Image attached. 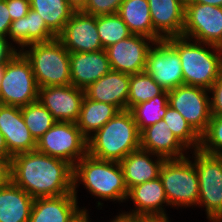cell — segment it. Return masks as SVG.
Masks as SVG:
<instances>
[{
	"label": "cell",
	"mask_w": 222,
	"mask_h": 222,
	"mask_svg": "<svg viewBox=\"0 0 222 222\" xmlns=\"http://www.w3.org/2000/svg\"><path fill=\"white\" fill-rule=\"evenodd\" d=\"M11 181L33 198L56 197L73 192V166L37 150L11 159Z\"/></svg>",
	"instance_id": "cell-1"
},
{
	"label": "cell",
	"mask_w": 222,
	"mask_h": 222,
	"mask_svg": "<svg viewBox=\"0 0 222 222\" xmlns=\"http://www.w3.org/2000/svg\"><path fill=\"white\" fill-rule=\"evenodd\" d=\"M140 149V132L130 110L119 111L87 139V154L107 161L120 162Z\"/></svg>",
	"instance_id": "cell-2"
},
{
	"label": "cell",
	"mask_w": 222,
	"mask_h": 222,
	"mask_svg": "<svg viewBox=\"0 0 222 222\" xmlns=\"http://www.w3.org/2000/svg\"><path fill=\"white\" fill-rule=\"evenodd\" d=\"M166 40L180 56L184 84L209 89L222 75L221 47L182 36L169 37Z\"/></svg>",
	"instance_id": "cell-3"
},
{
	"label": "cell",
	"mask_w": 222,
	"mask_h": 222,
	"mask_svg": "<svg viewBox=\"0 0 222 222\" xmlns=\"http://www.w3.org/2000/svg\"><path fill=\"white\" fill-rule=\"evenodd\" d=\"M82 183L95 197L103 200L126 201L128 189L119 162L99 160L85 155L73 166V193Z\"/></svg>",
	"instance_id": "cell-4"
},
{
	"label": "cell",
	"mask_w": 222,
	"mask_h": 222,
	"mask_svg": "<svg viewBox=\"0 0 222 222\" xmlns=\"http://www.w3.org/2000/svg\"><path fill=\"white\" fill-rule=\"evenodd\" d=\"M25 48L21 52L31 63L38 88L71 84L70 53L57 38Z\"/></svg>",
	"instance_id": "cell-5"
},
{
	"label": "cell",
	"mask_w": 222,
	"mask_h": 222,
	"mask_svg": "<svg viewBox=\"0 0 222 222\" xmlns=\"http://www.w3.org/2000/svg\"><path fill=\"white\" fill-rule=\"evenodd\" d=\"M168 205L196 206L199 199V181L195 164L189 157L165 159L159 172Z\"/></svg>",
	"instance_id": "cell-6"
},
{
	"label": "cell",
	"mask_w": 222,
	"mask_h": 222,
	"mask_svg": "<svg viewBox=\"0 0 222 222\" xmlns=\"http://www.w3.org/2000/svg\"><path fill=\"white\" fill-rule=\"evenodd\" d=\"M38 89L30 61L18 51L5 65L0 84V104L24 107L38 101Z\"/></svg>",
	"instance_id": "cell-7"
},
{
	"label": "cell",
	"mask_w": 222,
	"mask_h": 222,
	"mask_svg": "<svg viewBox=\"0 0 222 222\" xmlns=\"http://www.w3.org/2000/svg\"><path fill=\"white\" fill-rule=\"evenodd\" d=\"M199 181L198 206H204L208 220L222 222V156L200 149L193 151Z\"/></svg>",
	"instance_id": "cell-8"
},
{
	"label": "cell",
	"mask_w": 222,
	"mask_h": 222,
	"mask_svg": "<svg viewBox=\"0 0 222 222\" xmlns=\"http://www.w3.org/2000/svg\"><path fill=\"white\" fill-rule=\"evenodd\" d=\"M36 150L74 166L87 155V138L75 122L56 121L38 140Z\"/></svg>",
	"instance_id": "cell-9"
},
{
	"label": "cell",
	"mask_w": 222,
	"mask_h": 222,
	"mask_svg": "<svg viewBox=\"0 0 222 222\" xmlns=\"http://www.w3.org/2000/svg\"><path fill=\"white\" fill-rule=\"evenodd\" d=\"M209 90L199 86L180 85L168 91V103L177 110L201 136L211 120Z\"/></svg>",
	"instance_id": "cell-10"
},
{
	"label": "cell",
	"mask_w": 222,
	"mask_h": 222,
	"mask_svg": "<svg viewBox=\"0 0 222 222\" xmlns=\"http://www.w3.org/2000/svg\"><path fill=\"white\" fill-rule=\"evenodd\" d=\"M182 37L222 48V7L185 3Z\"/></svg>",
	"instance_id": "cell-11"
},
{
	"label": "cell",
	"mask_w": 222,
	"mask_h": 222,
	"mask_svg": "<svg viewBox=\"0 0 222 222\" xmlns=\"http://www.w3.org/2000/svg\"><path fill=\"white\" fill-rule=\"evenodd\" d=\"M147 54L144 71L164 90L184 84L181 59L177 50L166 40L153 43Z\"/></svg>",
	"instance_id": "cell-12"
},
{
	"label": "cell",
	"mask_w": 222,
	"mask_h": 222,
	"mask_svg": "<svg viewBox=\"0 0 222 222\" xmlns=\"http://www.w3.org/2000/svg\"><path fill=\"white\" fill-rule=\"evenodd\" d=\"M155 41L149 37L132 34L126 39L108 46L107 53L111 70L126 74L143 72L149 49ZM150 43H152L150 45Z\"/></svg>",
	"instance_id": "cell-13"
},
{
	"label": "cell",
	"mask_w": 222,
	"mask_h": 222,
	"mask_svg": "<svg viewBox=\"0 0 222 222\" xmlns=\"http://www.w3.org/2000/svg\"><path fill=\"white\" fill-rule=\"evenodd\" d=\"M57 39L69 53L103 50L97 32V16L75 11Z\"/></svg>",
	"instance_id": "cell-14"
},
{
	"label": "cell",
	"mask_w": 222,
	"mask_h": 222,
	"mask_svg": "<svg viewBox=\"0 0 222 222\" xmlns=\"http://www.w3.org/2000/svg\"><path fill=\"white\" fill-rule=\"evenodd\" d=\"M85 92L73 85L41 87L38 101L56 121L77 122Z\"/></svg>",
	"instance_id": "cell-15"
},
{
	"label": "cell",
	"mask_w": 222,
	"mask_h": 222,
	"mask_svg": "<svg viewBox=\"0 0 222 222\" xmlns=\"http://www.w3.org/2000/svg\"><path fill=\"white\" fill-rule=\"evenodd\" d=\"M0 132L12 156L36 150L37 141L26 126L20 107L0 104Z\"/></svg>",
	"instance_id": "cell-16"
},
{
	"label": "cell",
	"mask_w": 222,
	"mask_h": 222,
	"mask_svg": "<svg viewBox=\"0 0 222 222\" xmlns=\"http://www.w3.org/2000/svg\"><path fill=\"white\" fill-rule=\"evenodd\" d=\"M111 70L105 49L70 53L71 85L86 89Z\"/></svg>",
	"instance_id": "cell-17"
},
{
	"label": "cell",
	"mask_w": 222,
	"mask_h": 222,
	"mask_svg": "<svg viewBox=\"0 0 222 222\" xmlns=\"http://www.w3.org/2000/svg\"><path fill=\"white\" fill-rule=\"evenodd\" d=\"M74 193L56 197L34 198L29 222H71L83 210L78 207Z\"/></svg>",
	"instance_id": "cell-18"
},
{
	"label": "cell",
	"mask_w": 222,
	"mask_h": 222,
	"mask_svg": "<svg viewBox=\"0 0 222 222\" xmlns=\"http://www.w3.org/2000/svg\"><path fill=\"white\" fill-rule=\"evenodd\" d=\"M129 86L130 74L110 70L84 89V92L87 98L114 105L122 111L127 110Z\"/></svg>",
	"instance_id": "cell-19"
},
{
	"label": "cell",
	"mask_w": 222,
	"mask_h": 222,
	"mask_svg": "<svg viewBox=\"0 0 222 222\" xmlns=\"http://www.w3.org/2000/svg\"><path fill=\"white\" fill-rule=\"evenodd\" d=\"M186 0H148L153 29L163 38L182 36Z\"/></svg>",
	"instance_id": "cell-20"
},
{
	"label": "cell",
	"mask_w": 222,
	"mask_h": 222,
	"mask_svg": "<svg viewBox=\"0 0 222 222\" xmlns=\"http://www.w3.org/2000/svg\"><path fill=\"white\" fill-rule=\"evenodd\" d=\"M133 201L135 208L132 211L123 212L134 217H153V216H167L165 208L168 200L165 195L161 179H156L144 182L132 187L128 191L127 200Z\"/></svg>",
	"instance_id": "cell-21"
},
{
	"label": "cell",
	"mask_w": 222,
	"mask_h": 222,
	"mask_svg": "<svg viewBox=\"0 0 222 222\" xmlns=\"http://www.w3.org/2000/svg\"><path fill=\"white\" fill-rule=\"evenodd\" d=\"M140 148L165 159L186 157L184 151L188 150L163 119L140 132Z\"/></svg>",
	"instance_id": "cell-22"
},
{
	"label": "cell",
	"mask_w": 222,
	"mask_h": 222,
	"mask_svg": "<svg viewBox=\"0 0 222 222\" xmlns=\"http://www.w3.org/2000/svg\"><path fill=\"white\" fill-rule=\"evenodd\" d=\"M153 157L156 160L153 161ZM141 148L129 153L119 163L123 171L124 181L128 191L139 184L156 179L165 158Z\"/></svg>",
	"instance_id": "cell-23"
},
{
	"label": "cell",
	"mask_w": 222,
	"mask_h": 222,
	"mask_svg": "<svg viewBox=\"0 0 222 222\" xmlns=\"http://www.w3.org/2000/svg\"><path fill=\"white\" fill-rule=\"evenodd\" d=\"M7 38L17 44L22 51L32 43L48 42L57 37L47 28L39 13L30 9L25 17L12 21Z\"/></svg>",
	"instance_id": "cell-24"
},
{
	"label": "cell",
	"mask_w": 222,
	"mask_h": 222,
	"mask_svg": "<svg viewBox=\"0 0 222 222\" xmlns=\"http://www.w3.org/2000/svg\"><path fill=\"white\" fill-rule=\"evenodd\" d=\"M34 198L10 181L0 188V222H29Z\"/></svg>",
	"instance_id": "cell-25"
},
{
	"label": "cell",
	"mask_w": 222,
	"mask_h": 222,
	"mask_svg": "<svg viewBox=\"0 0 222 222\" xmlns=\"http://www.w3.org/2000/svg\"><path fill=\"white\" fill-rule=\"evenodd\" d=\"M117 14L135 35H142L154 41L163 38L153 29L148 0H123Z\"/></svg>",
	"instance_id": "cell-26"
},
{
	"label": "cell",
	"mask_w": 222,
	"mask_h": 222,
	"mask_svg": "<svg viewBox=\"0 0 222 222\" xmlns=\"http://www.w3.org/2000/svg\"><path fill=\"white\" fill-rule=\"evenodd\" d=\"M119 111L120 110L114 105L93 101L84 96L79 119L76 124L82 134L88 139Z\"/></svg>",
	"instance_id": "cell-27"
},
{
	"label": "cell",
	"mask_w": 222,
	"mask_h": 222,
	"mask_svg": "<svg viewBox=\"0 0 222 222\" xmlns=\"http://www.w3.org/2000/svg\"><path fill=\"white\" fill-rule=\"evenodd\" d=\"M30 8L40 14L56 37L75 12L67 0H30Z\"/></svg>",
	"instance_id": "cell-28"
},
{
	"label": "cell",
	"mask_w": 222,
	"mask_h": 222,
	"mask_svg": "<svg viewBox=\"0 0 222 222\" xmlns=\"http://www.w3.org/2000/svg\"><path fill=\"white\" fill-rule=\"evenodd\" d=\"M168 104V91L164 90L160 95L151 100L133 106L130 111L137 124L138 131L162 120L166 114Z\"/></svg>",
	"instance_id": "cell-29"
},
{
	"label": "cell",
	"mask_w": 222,
	"mask_h": 222,
	"mask_svg": "<svg viewBox=\"0 0 222 222\" xmlns=\"http://www.w3.org/2000/svg\"><path fill=\"white\" fill-rule=\"evenodd\" d=\"M164 89L145 71L130 75L127 110L133 106L151 100L160 95Z\"/></svg>",
	"instance_id": "cell-30"
},
{
	"label": "cell",
	"mask_w": 222,
	"mask_h": 222,
	"mask_svg": "<svg viewBox=\"0 0 222 222\" xmlns=\"http://www.w3.org/2000/svg\"><path fill=\"white\" fill-rule=\"evenodd\" d=\"M162 119L187 149L198 150L200 148L201 136L177 110L169 106V103L167 104L166 114Z\"/></svg>",
	"instance_id": "cell-31"
},
{
	"label": "cell",
	"mask_w": 222,
	"mask_h": 222,
	"mask_svg": "<svg viewBox=\"0 0 222 222\" xmlns=\"http://www.w3.org/2000/svg\"><path fill=\"white\" fill-rule=\"evenodd\" d=\"M21 112L26 126L36 141L56 123L49 110L39 101L21 107Z\"/></svg>",
	"instance_id": "cell-32"
},
{
	"label": "cell",
	"mask_w": 222,
	"mask_h": 222,
	"mask_svg": "<svg viewBox=\"0 0 222 222\" xmlns=\"http://www.w3.org/2000/svg\"><path fill=\"white\" fill-rule=\"evenodd\" d=\"M97 32L104 49L132 35L117 13L97 16Z\"/></svg>",
	"instance_id": "cell-33"
},
{
	"label": "cell",
	"mask_w": 222,
	"mask_h": 222,
	"mask_svg": "<svg viewBox=\"0 0 222 222\" xmlns=\"http://www.w3.org/2000/svg\"><path fill=\"white\" fill-rule=\"evenodd\" d=\"M202 152L222 156V116H211L207 130L201 135Z\"/></svg>",
	"instance_id": "cell-34"
},
{
	"label": "cell",
	"mask_w": 222,
	"mask_h": 222,
	"mask_svg": "<svg viewBox=\"0 0 222 222\" xmlns=\"http://www.w3.org/2000/svg\"><path fill=\"white\" fill-rule=\"evenodd\" d=\"M122 1L123 0H88L81 11L94 16L116 14Z\"/></svg>",
	"instance_id": "cell-35"
},
{
	"label": "cell",
	"mask_w": 222,
	"mask_h": 222,
	"mask_svg": "<svg viewBox=\"0 0 222 222\" xmlns=\"http://www.w3.org/2000/svg\"><path fill=\"white\" fill-rule=\"evenodd\" d=\"M210 96L211 116H222V75L208 89Z\"/></svg>",
	"instance_id": "cell-36"
},
{
	"label": "cell",
	"mask_w": 222,
	"mask_h": 222,
	"mask_svg": "<svg viewBox=\"0 0 222 222\" xmlns=\"http://www.w3.org/2000/svg\"><path fill=\"white\" fill-rule=\"evenodd\" d=\"M12 21L25 17L30 8V0H6Z\"/></svg>",
	"instance_id": "cell-37"
},
{
	"label": "cell",
	"mask_w": 222,
	"mask_h": 222,
	"mask_svg": "<svg viewBox=\"0 0 222 222\" xmlns=\"http://www.w3.org/2000/svg\"><path fill=\"white\" fill-rule=\"evenodd\" d=\"M9 40L0 35V65H6L19 51Z\"/></svg>",
	"instance_id": "cell-38"
},
{
	"label": "cell",
	"mask_w": 222,
	"mask_h": 222,
	"mask_svg": "<svg viewBox=\"0 0 222 222\" xmlns=\"http://www.w3.org/2000/svg\"><path fill=\"white\" fill-rule=\"evenodd\" d=\"M11 17L8 11L6 0H0V35L7 37L10 26H11Z\"/></svg>",
	"instance_id": "cell-39"
},
{
	"label": "cell",
	"mask_w": 222,
	"mask_h": 222,
	"mask_svg": "<svg viewBox=\"0 0 222 222\" xmlns=\"http://www.w3.org/2000/svg\"><path fill=\"white\" fill-rule=\"evenodd\" d=\"M11 159L0 158V188L11 181Z\"/></svg>",
	"instance_id": "cell-40"
},
{
	"label": "cell",
	"mask_w": 222,
	"mask_h": 222,
	"mask_svg": "<svg viewBox=\"0 0 222 222\" xmlns=\"http://www.w3.org/2000/svg\"><path fill=\"white\" fill-rule=\"evenodd\" d=\"M136 222H170L168 216L136 217Z\"/></svg>",
	"instance_id": "cell-41"
},
{
	"label": "cell",
	"mask_w": 222,
	"mask_h": 222,
	"mask_svg": "<svg viewBox=\"0 0 222 222\" xmlns=\"http://www.w3.org/2000/svg\"><path fill=\"white\" fill-rule=\"evenodd\" d=\"M0 158H12V155L8 152L5 138L1 132H0Z\"/></svg>",
	"instance_id": "cell-42"
},
{
	"label": "cell",
	"mask_w": 222,
	"mask_h": 222,
	"mask_svg": "<svg viewBox=\"0 0 222 222\" xmlns=\"http://www.w3.org/2000/svg\"><path fill=\"white\" fill-rule=\"evenodd\" d=\"M110 222H136V217L122 212Z\"/></svg>",
	"instance_id": "cell-43"
},
{
	"label": "cell",
	"mask_w": 222,
	"mask_h": 222,
	"mask_svg": "<svg viewBox=\"0 0 222 222\" xmlns=\"http://www.w3.org/2000/svg\"><path fill=\"white\" fill-rule=\"evenodd\" d=\"M88 0H67V3L75 9V11H81Z\"/></svg>",
	"instance_id": "cell-44"
},
{
	"label": "cell",
	"mask_w": 222,
	"mask_h": 222,
	"mask_svg": "<svg viewBox=\"0 0 222 222\" xmlns=\"http://www.w3.org/2000/svg\"><path fill=\"white\" fill-rule=\"evenodd\" d=\"M185 3L209 4L222 7V0H186Z\"/></svg>",
	"instance_id": "cell-45"
},
{
	"label": "cell",
	"mask_w": 222,
	"mask_h": 222,
	"mask_svg": "<svg viewBox=\"0 0 222 222\" xmlns=\"http://www.w3.org/2000/svg\"><path fill=\"white\" fill-rule=\"evenodd\" d=\"M88 210H83L73 221L71 222H89Z\"/></svg>",
	"instance_id": "cell-46"
},
{
	"label": "cell",
	"mask_w": 222,
	"mask_h": 222,
	"mask_svg": "<svg viewBox=\"0 0 222 222\" xmlns=\"http://www.w3.org/2000/svg\"><path fill=\"white\" fill-rule=\"evenodd\" d=\"M5 71V65H0V84Z\"/></svg>",
	"instance_id": "cell-47"
}]
</instances>
